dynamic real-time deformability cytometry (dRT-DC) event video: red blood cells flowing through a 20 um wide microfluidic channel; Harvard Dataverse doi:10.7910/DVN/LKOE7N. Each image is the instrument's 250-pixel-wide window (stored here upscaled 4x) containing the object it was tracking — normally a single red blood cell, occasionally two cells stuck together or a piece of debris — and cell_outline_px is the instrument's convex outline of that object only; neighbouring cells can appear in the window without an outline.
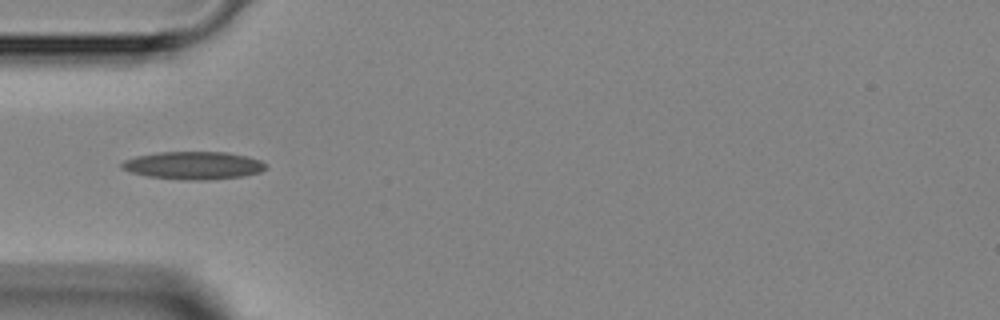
{"species": "Egyptian fruit bat (a non-hibernating species)", "species_latin": "Rousettus aegyptiacus", "temperature_condition": "room temperature", "stored_images_in_passage": 33, "camera_frame_rate_fps": 3000, "um_per_image_px": 0.085, "animal": {"sex": "female"}, "frame": {"image": 1, "passage_image": 1, "time_ms": 0.0, "image_size_px": [1000, 320], "cell_outline_px": [[268, 168], [260, 172], [244, 176], [204, 180], [188, 180], [148, 176], [132, 172], [120, 168], [120, 164], [124, 160], [136, 156], [160, 152], [228, 152], [248, 156], [260, 160], [268, 164]], "centroid_in_image_um": [16.49, 14.05], "position_along_channel_um": 68.5, "area_um2": 23.41}}
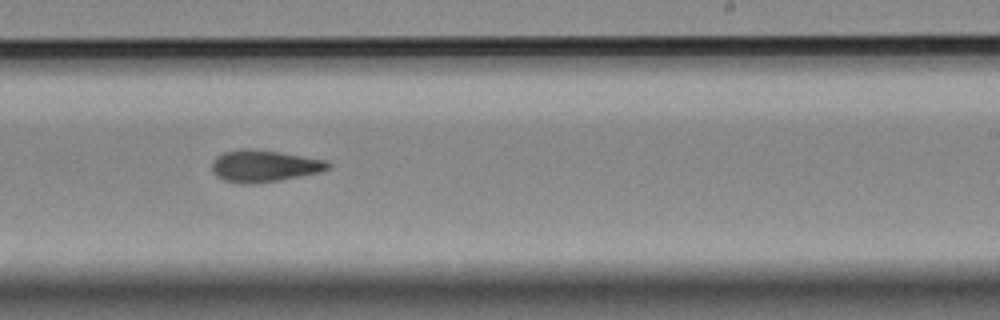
{"frame": {"image": 2, "passage_image": 15, "time_ms": 4.667, "image_size_px": [1000, 320], "cell_outline_px": [[332, 164], [328, 168], [320, 172], [280, 180], [256, 184], [244, 184], [224, 180], [216, 176], [212, 172], [212, 160], [216, 156], [224, 152], [240, 148], [252, 148], [324, 160]], "centroid_in_image_um": [22.38, 14.11], "position_along_channel_um": 266.6, "area_um2": 21.5}}
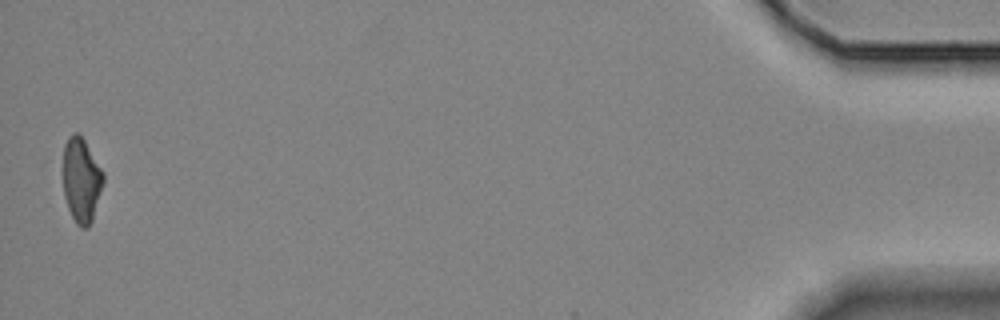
{"frame": {"image": 3, "passage_image": 33, "time_ms": 10.667, "image_size_px": [1000, 320], "cell_outline_px": [[104, 180], [92, 220], [88, 228], [80, 228], [76, 224], [68, 208], [64, 196], [64, 144], [68, 136], [76, 132], [80, 132], [104, 172]], "centroid_in_image_um": [6.92, 15.28], "position_along_channel_um": 428.3, "area_um2": 19.88}}